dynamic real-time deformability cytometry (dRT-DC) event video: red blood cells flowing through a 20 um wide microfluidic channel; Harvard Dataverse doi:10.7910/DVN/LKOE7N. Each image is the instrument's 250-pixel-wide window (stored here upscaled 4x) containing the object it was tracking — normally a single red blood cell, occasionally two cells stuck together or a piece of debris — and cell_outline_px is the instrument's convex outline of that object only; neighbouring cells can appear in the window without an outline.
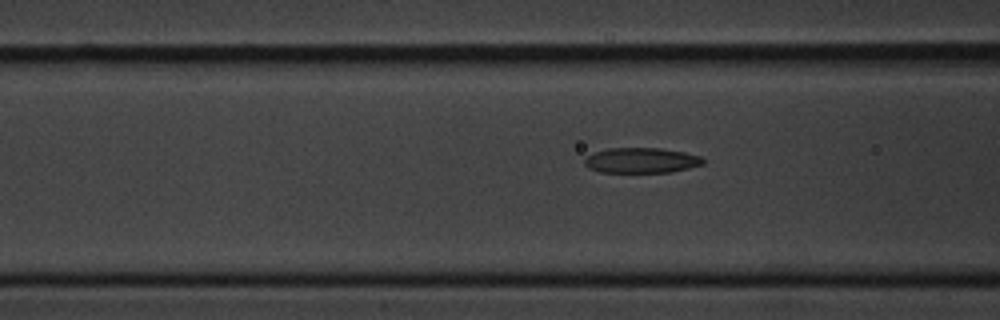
{"species": "common noctule bat (a hibernating species)", "species_latin": "Nyctalus noctula", "temperature_condition": "cold", "stored_images_in_passage": 9, "camera_frame_rate_fps": 3000, "um_per_image_px": 0.085, "animal": {"sex": "male", "body_mass_g": 20.1, "forearm_length_mm": 53.5}, "frame": {"image": 1, "passage_image": 9, "time_ms": 9.667, "image_size_px": [1000, 320], "cell_outline_px": [[704, 164], [672, 172], [600, 172], [588, 168], [584, 164], [584, 160], [588, 156], [596, 152], [608, 148], [660, 148], [684, 152], [700, 156], [704, 160]], "centroid_in_image_um": [54.52, 13.63], "position_along_channel_um": 112.1, "area_um2": 17.4}}